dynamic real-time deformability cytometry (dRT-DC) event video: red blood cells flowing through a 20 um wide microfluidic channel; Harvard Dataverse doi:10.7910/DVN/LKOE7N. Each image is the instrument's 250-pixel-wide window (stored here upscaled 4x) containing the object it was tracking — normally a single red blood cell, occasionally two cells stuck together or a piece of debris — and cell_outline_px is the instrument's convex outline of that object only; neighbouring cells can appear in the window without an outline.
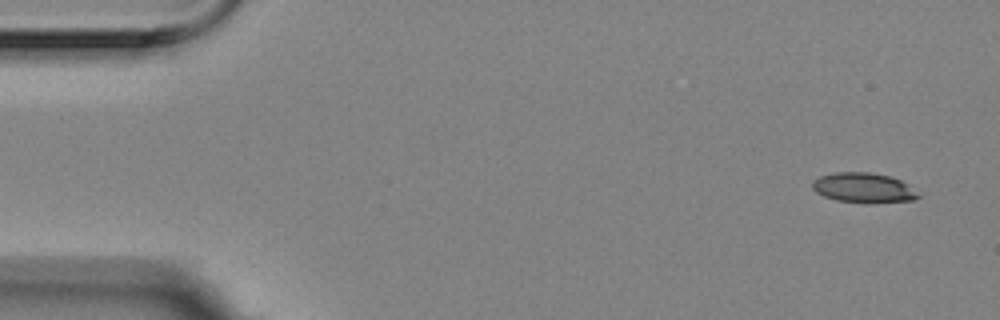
{"species": "Egyptian fruit bat (a non-hibernating species)", "species_latin": "Rousettus aegyptiacus", "temperature_condition": "room temperature", "stored_images_in_passage": 4, "camera_frame_rate_fps": 3000, "um_per_image_px": 0.085, "animal": {"sex": "female"}, "frame": {"image": 1, "passage_image": 1, "time_ms": 0.0, "image_size_px": [1000, 320], "cell_outline_px": [[920, 196], [912, 200], [836, 200], [824, 196], [816, 192], [812, 188], [812, 180], [820, 176], [836, 172], [868, 172], [888, 176], [900, 180], [908, 184]], "centroid_in_image_um": [73.32, 15.9], "position_along_channel_um": 11.7, "area_um2": 17.4}}